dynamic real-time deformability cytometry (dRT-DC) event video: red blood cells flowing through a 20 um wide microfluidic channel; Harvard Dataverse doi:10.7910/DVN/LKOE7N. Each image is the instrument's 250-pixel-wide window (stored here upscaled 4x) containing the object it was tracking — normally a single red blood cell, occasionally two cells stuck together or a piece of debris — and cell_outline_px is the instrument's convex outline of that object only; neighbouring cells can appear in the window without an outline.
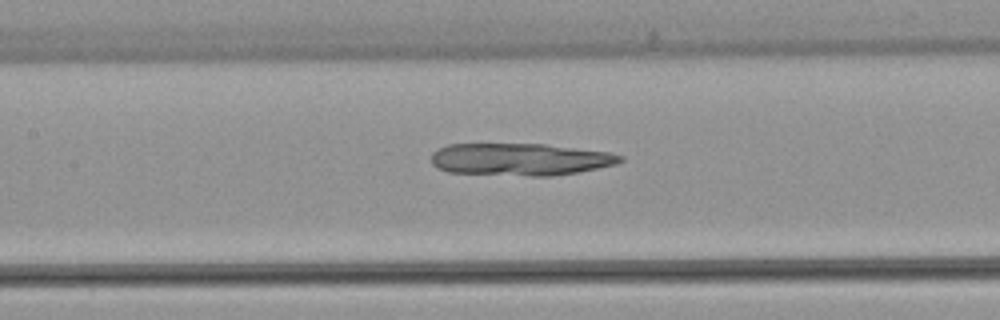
{"species": "common noctule bat (a hibernating species)", "species_latin": "Nyctalus noctula", "temperature_condition": "warm", "stored_images_in_passage": 44, "camera_frame_rate_fps": 3000, "um_per_image_px": 0.085, "animal": {"sex": "female", "body_mass_g": 22.7, "forearm_length_mm": 54.2}, "frame": {"image": 1, "passage_image": 15, "time_ms": 4.667, "image_size_px": [1000, 320], "cell_outline_px": [[624, 160], [616, 164], [576, 172], [552, 176], [528, 176], [448, 172], [436, 168], [432, 164], [432, 152], [448, 144], [544, 144], [608, 152], [624, 156]], "centroid_in_image_um": [44.19, 13.55], "position_along_channel_um": 163.2, "area_um2": 35.49}}
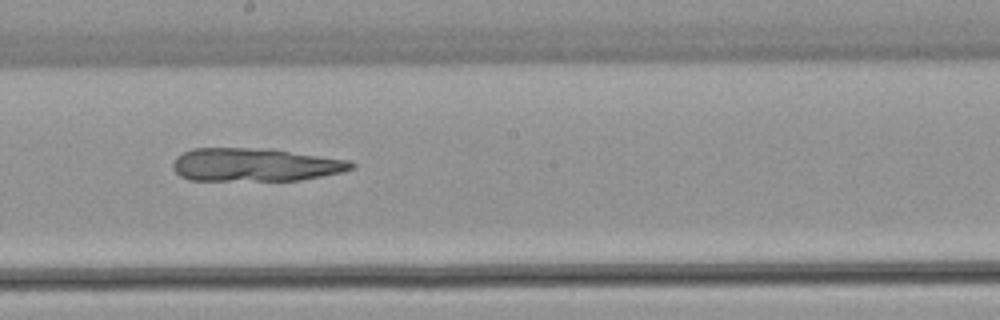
{"frame": {"image": 2, "passage_image": 20, "time_ms": 6.333, "image_size_px": [1000, 320], "cell_outline_px": [[356, 168], [344, 172], [300, 180], [188, 180], [180, 176], [172, 168], [172, 164], [176, 156], [192, 148], [268, 148], [348, 160], [356, 164]], "centroid_in_image_um": [21.69, 14.0], "position_along_channel_um": 226.5, "area_um2": 34.74}}
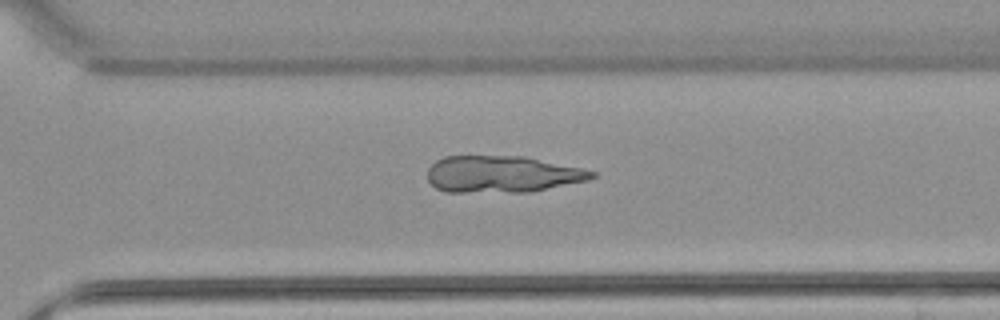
{"frame": {"image": 3, "passage_image": 28, "time_ms": 9.0, "image_size_px": [1000, 320], "cell_outline_px": [[596, 176], [588, 180], [528, 192], [444, 192], [436, 188], [428, 180], [428, 168], [436, 160], [444, 156], [524, 156], [584, 168], [596, 172]], "centroid_in_image_um": [42.68, 14.8], "position_along_channel_um": 327.9, "area_um2": 35.32}}